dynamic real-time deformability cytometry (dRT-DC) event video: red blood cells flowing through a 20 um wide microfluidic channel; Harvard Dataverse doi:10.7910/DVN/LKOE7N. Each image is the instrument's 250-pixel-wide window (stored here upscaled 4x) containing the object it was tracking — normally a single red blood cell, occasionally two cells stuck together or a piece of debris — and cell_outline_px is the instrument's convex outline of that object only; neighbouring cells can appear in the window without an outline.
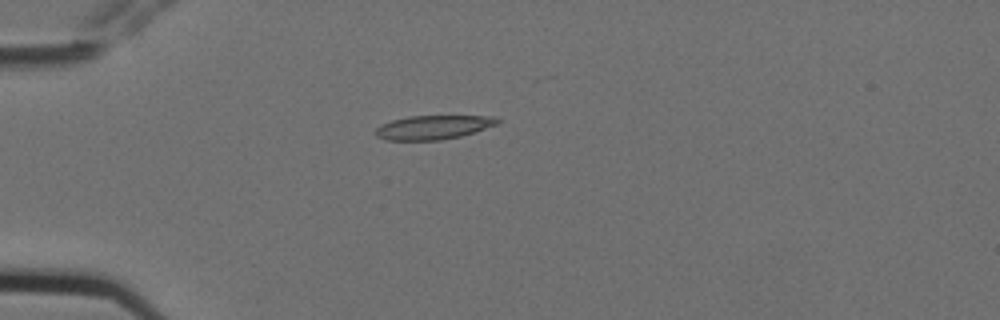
{"species": "Egyptian fruit bat (a non-hibernating species)", "species_latin": "Rousettus aegyptiacus", "temperature_condition": "cold", "stored_images_in_passage": 3, "camera_frame_rate_fps": 3000, "um_per_image_px": 0.085, "animal": {"sex": "female"}, "frame": {"image": 1, "passage_image": 3, "time_ms": 0.667, "image_size_px": [1000, 320], "cell_outline_px": [[500, 124], [476, 132], [460, 136], [440, 140], [384, 140], [376, 136], [376, 128], [380, 124], [392, 120], [408, 116], [496, 116], [500, 120]], "centroid_in_image_um": [36.86, 10.82], "position_along_channel_um": 48.1, "area_um2": 17.22}}